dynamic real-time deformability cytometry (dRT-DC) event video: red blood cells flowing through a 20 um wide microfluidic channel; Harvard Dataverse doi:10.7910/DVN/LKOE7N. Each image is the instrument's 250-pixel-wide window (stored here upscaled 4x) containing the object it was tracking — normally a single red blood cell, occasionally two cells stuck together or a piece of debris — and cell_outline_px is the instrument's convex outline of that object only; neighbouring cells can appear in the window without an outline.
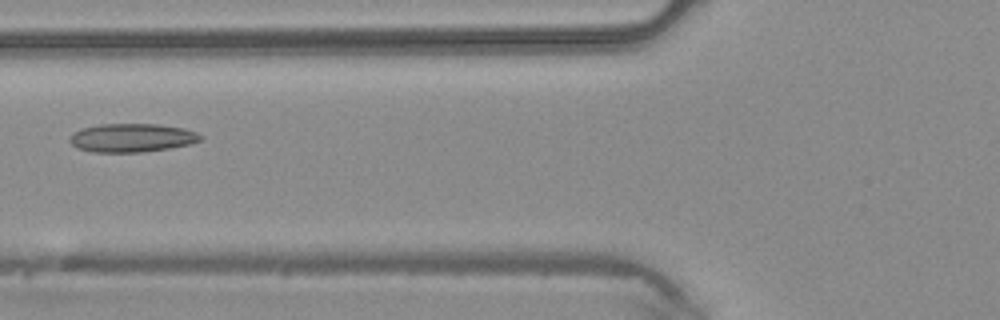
{"species": "common noctule bat (a hibernating species)", "species_latin": "Nyctalus noctula", "temperature_condition": "warm", "stored_images_in_passage": 7, "camera_frame_rate_fps": 3000, "um_per_image_px": 0.085, "animal": {"sex": "male", "body_mass_g": 20.4}, "frame": {"image": 1, "passage_image": 6, "time_ms": 1.667, "image_size_px": [1000, 320], "cell_outline_px": [[200, 140], [192, 144], [144, 152], [92, 152], [76, 148], [68, 140], [72, 132], [80, 128], [100, 124], [156, 124], [184, 128], [196, 132], [200, 136]], "centroid_in_image_um": [11.15, 11.71], "position_along_channel_um": 114.6, "area_um2": 21.85}}
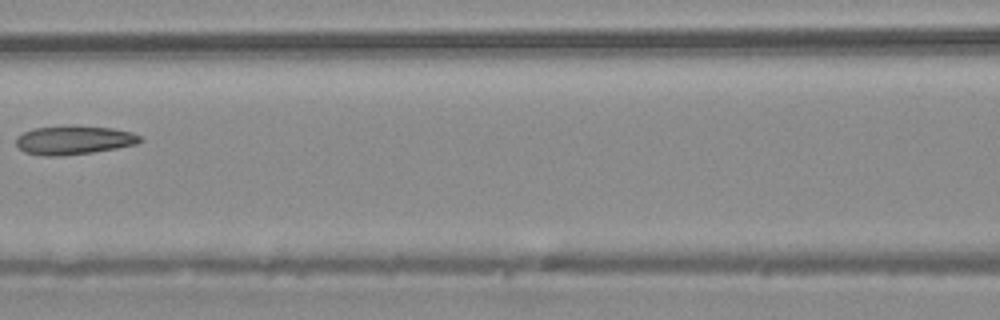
{"frame": {"image": 2, "passage_image": 7, "time_ms": 2.0, "image_size_px": [1000, 320], "cell_outline_px": [[144, 140], [136, 144], [116, 148], [92, 152], [56, 156], [44, 156], [24, 152], [16, 144], [16, 136], [24, 132], [36, 128], [72, 124], [112, 128], [132, 132], [140, 136]], "centroid_in_image_um": [6.28, 11.89], "position_along_channel_um": 160.3, "area_um2": 20.98}}